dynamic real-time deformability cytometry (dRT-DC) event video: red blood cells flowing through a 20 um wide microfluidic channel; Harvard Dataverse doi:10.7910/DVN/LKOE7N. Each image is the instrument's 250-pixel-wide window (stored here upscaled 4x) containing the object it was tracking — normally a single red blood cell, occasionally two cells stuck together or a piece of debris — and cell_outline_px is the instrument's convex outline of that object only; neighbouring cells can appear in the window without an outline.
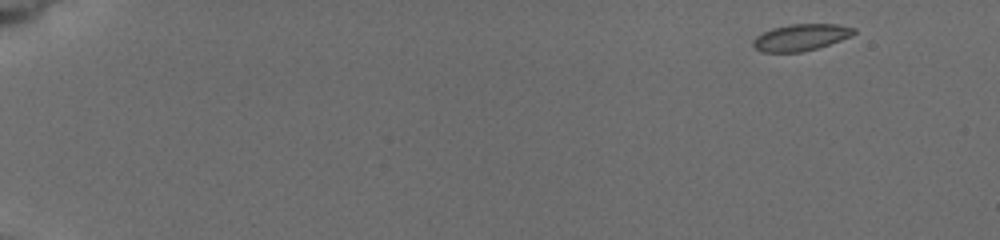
{"species": "common noctule bat (a hibernating species)", "species_latin": "Nyctalus noctula", "temperature_condition": "cold", "stored_images_in_passage": 9, "camera_frame_rate_fps": 3000, "um_per_image_px": 0.085, "animal": {"sex": "female", "body_mass_g": 19.5, "forearm_length_mm": 54.1}, "frame": {"image": 1, "passage_image": 1, "time_ms": 0.0, "image_size_px": [1000, 240], "cell_outline_px": [[856, 32], [852, 36], [816, 48], [800, 52], [760, 52], [752, 44], [752, 40], [756, 36], [772, 28], [792, 24], [840, 24], [856, 28]], "centroid_in_image_um": [68.08, 3.17], "position_along_channel_um": 16.9, "area_um2": 15.61}}
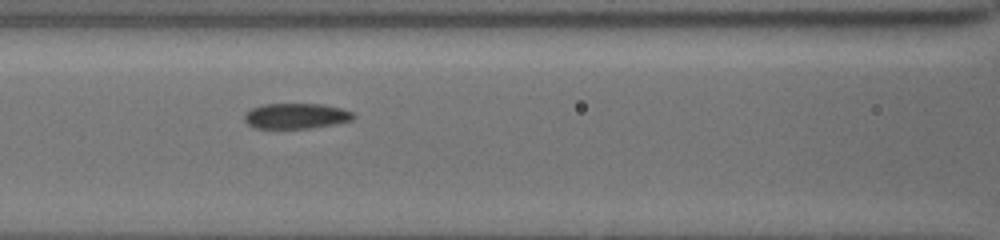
{"frame": {"image": 2, "passage_image": 8, "time_ms": 7.333, "image_size_px": [1000, 240], "cell_outline_px": [[356, 116], [352, 120], [336, 124], [312, 128], [256, 128], [248, 124], [244, 120], [244, 112], [252, 108], [264, 104], [324, 104], [340, 108], [352, 112]], "centroid_in_image_um": [25.17, 9.86], "position_along_channel_um": 141.4, "area_um2": 16.24}}
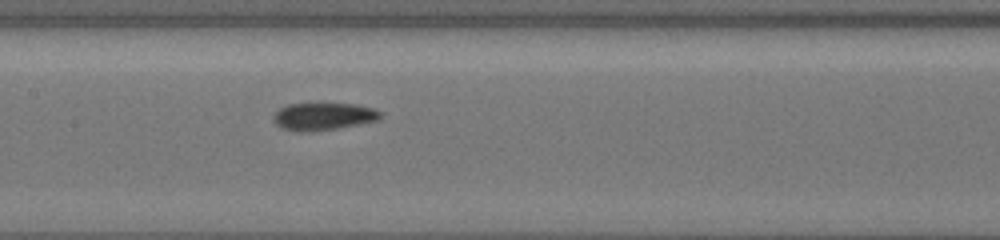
{"frame": {"image": 3, "passage_image": 9, "time_ms": 8.333, "image_size_px": [1000, 240], "cell_outline_px": [[380, 120], [336, 128], [300, 132], [280, 128], [272, 120], [272, 116], [280, 108], [288, 104], [356, 104], [372, 108], [380, 112]], "centroid_in_image_um": [27.44, 9.9], "position_along_channel_um": 180.0, "area_um2": 16.88}}